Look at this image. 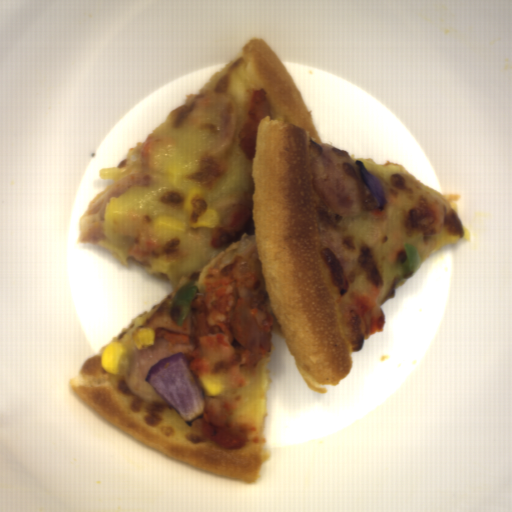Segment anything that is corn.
<instances>
[{
    "mask_svg": "<svg viewBox=\"0 0 512 512\" xmlns=\"http://www.w3.org/2000/svg\"><path fill=\"white\" fill-rule=\"evenodd\" d=\"M206 200V193L198 187L191 188L186 196L183 211L188 213L187 222L193 229L198 227L213 229L219 224L218 211L205 207Z\"/></svg>",
    "mask_w": 512,
    "mask_h": 512,
    "instance_id": "1",
    "label": "corn"
},
{
    "mask_svg": "<svg viewBox=\"0 0 512 512\" xmlns=\"http://www.w3.org/2000/svg\"><path fill=\"white\" fill-rule=\"evenodd\" d=\"M129 360V349L119 341L110 342L100 355V365L103 370L113 375H122Z\"/></svg>",
    "mask_w": 512,
    "mask_h": 512,
    "instance_id": "2",
    "label": "corn"
},
{
    "mask_svg": "<svg viewBox=\"0 0 512 512\" xmlns=\"http://www.w3.org/2000/svg\"><path fill=\"white\" fill-rule=\"evenodd\" d=\"M188 223L176 220L172 216H159L153 220V233L162 237L180 232H186Z\"/></svg>",
    "mask_w": 512,
    "mask_h": 512,
    "instance_id": "3",
    "label": "corn"
},
{
    "mask_svg": "<svg viewBox=\"0 0 512 512\" xmlns=\"http://www.w3.org/2000/svg\"><path fill=\"white\" fill-rule=\"evenodd\" d=\"M133 345L139 351L145 348L154 346L155 331L148 327H141L137 329L131 336Z\"/></svg>",
    "mask_w": 512,
    "mask_h": 512,
    "instance_id": "4",
    "label": "corn"
},
{
    "mask_svg": "<svg viewBox=\"0 0 512 512\" xmlns=\"http://www.w3.org/2000/svg\"><path fill=\"white\" fill-rule=\"evenodd\" d=\"M206 396H219L226 384H222L218 377L202 375L198 379Z\"/></svg>",
    "mask_w": 512,
    "mask_h": 512,
    "instance_id": "5",
    "label": "corn"
}]
</instances>
